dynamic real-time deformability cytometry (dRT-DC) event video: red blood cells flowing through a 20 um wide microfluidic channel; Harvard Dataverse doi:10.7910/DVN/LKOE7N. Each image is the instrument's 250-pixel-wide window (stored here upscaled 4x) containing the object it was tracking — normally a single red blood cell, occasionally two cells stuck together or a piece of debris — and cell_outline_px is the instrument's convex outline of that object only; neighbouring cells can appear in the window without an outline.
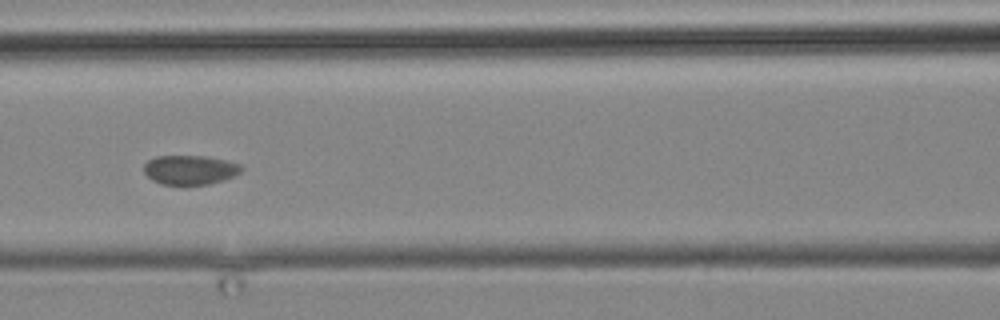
{"species": "common noctule bat (a hibernating species)", "species_latin": "Nyctalus noctula", "temperature_condition": "cold", "stored_images_in_passage": 6, "camera_frame_rate_fps": 3000, "um_per_image_px": 0.085, "animal": {"sex": "male", "body_mass_g": 19.2, "forearm_length_mm": 51.8}, "frame": {"image": 1, "passage_image": 3, "time_ms": 2.333, "image_size_px": [1000, 320], "cell_outline_px": [[244, 168], [240, 172], [224, 180], [208, 184], [160, 184], [152, 180], [144, 172], [144, 164], [148, 160], [156, 156], [204, 156], [224, 160], [240, 164]], "centroid_in_image_um": [16.13, 14.43], "position_along_channel_um": 150.5, "area_um2": 16.53}}
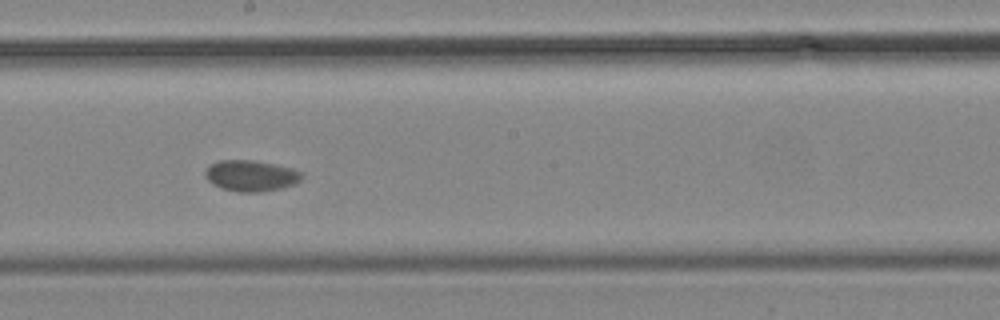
{"frame": {"image": 2, "passage_image": 5, "time_ms": 4.667, "image_size_px": [1000, 320], "cell_outline_px": [[304, 176], [296, 184], [280, 188], [260, 192], [240, 192], [224, 188], [212, 184], [204, 176], [204, 172], [208, 164], [220, 160], [256, 160], [292, 168], [300, 172]], "centroid_in_image_um": [21.31, 14.92], "position_along_channel_um": 226.9, "area_um2": 17.57}}
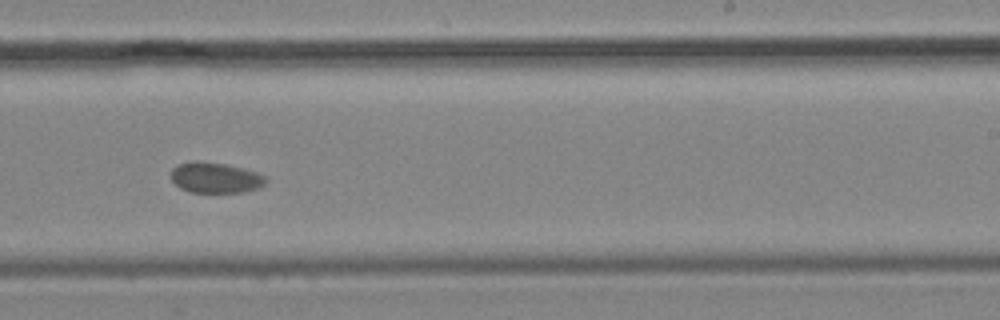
{"frame": {"image": 3, "passage_image": 6, "time_ms": 6.0, "image_size_px": [1000, 320], "cell_outline_px": [[268, 180], [264, 184], [256, 188], [244, 192], [192, 192], [180, 188], [172, 180], [172, 168], [176, 164], [192, 160], [196, 160], [224, 164], [256, 172], [264, 176]], "centroid_in_image_um": [18.27, 15.09], "position_along_channel_um": 270.7, "area_um2": 16.76}}